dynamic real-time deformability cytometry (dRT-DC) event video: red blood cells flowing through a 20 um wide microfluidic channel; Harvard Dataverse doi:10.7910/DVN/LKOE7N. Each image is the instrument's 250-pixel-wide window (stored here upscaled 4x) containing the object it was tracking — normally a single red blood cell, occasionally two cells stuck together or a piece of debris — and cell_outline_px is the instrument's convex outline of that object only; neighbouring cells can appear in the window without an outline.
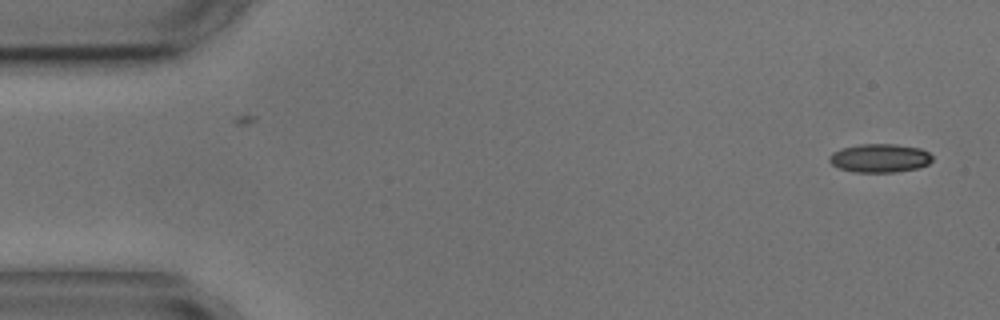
{"species": "common noctule bat (a hibernating species)", "species_latin": "Nyctalus noctula", "temperature_condition": "cold", "stored_images_in_passage": 2, "camera_frame_rate_fps": 3000, "um_per_image_px": 0.085, "animal": {"sex": "male", "body_mass_g": 17.9, "forearm_length_mm": 54.2}, "frame": {"image": 1, "passage_image": 2, "time_ms": 1.333, "image_size_px": [1000, 320], "cell_outline_px": [[932, 160], [928, 164], [916, 168], [896, 172], [856, 172], [840, 168], [832, 164], [828, 160], [828, 156], [832, 152], [840, 148], [860, 144], [896, 144], [920, 148], [928, 152], [932, 156]], "centroid_in_image_um": [74.76, 13.43], "position_along_channel_um": 10.2, "area_um2": 17.17}}